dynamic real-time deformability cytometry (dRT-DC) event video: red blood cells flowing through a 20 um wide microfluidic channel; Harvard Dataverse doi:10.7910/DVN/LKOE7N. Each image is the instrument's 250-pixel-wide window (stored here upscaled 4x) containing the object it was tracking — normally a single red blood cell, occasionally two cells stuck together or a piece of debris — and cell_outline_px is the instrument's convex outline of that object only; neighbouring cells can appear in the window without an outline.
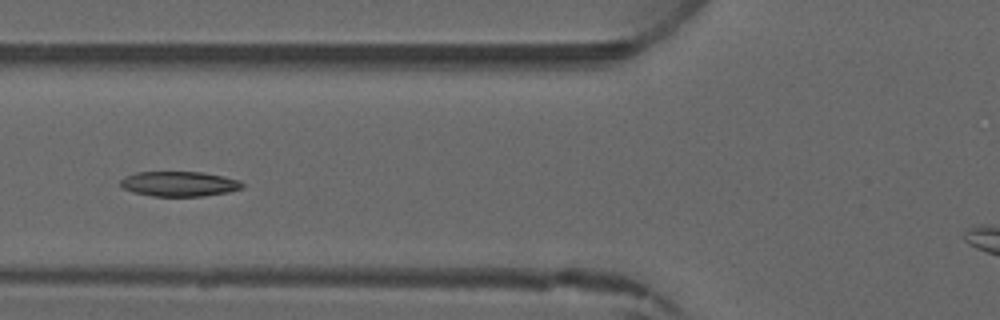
{"species": "common noctule bat (a hibernating species)", "species_latin": "Nyctalus noctula", "temperature_condition": "warm", "stored_images_in_passage": 5, "camera_frame_rate_fps": 3000, "um_per_image_px": 0.085, "animal": {"sex": "male", "forearm_length_mm": 52.5}, "frame": {"image": 1, "passage_image": 5, "time_ms": 5.333, "image_size_px": [1000, 320], "cell_outline_px": [[244, 188], [228, 192], [204, 196], [152, 196], [132, 192], [124, 188], [120, 184], [120, 180], [124, 176], [136, 172], [204, 172], [224, 176], [240, 180], [244, 184]], "centroid_in_image_um": [15.25, 15.62], "position_along_channel_um": 110.5, "area_um2": 17.92}}